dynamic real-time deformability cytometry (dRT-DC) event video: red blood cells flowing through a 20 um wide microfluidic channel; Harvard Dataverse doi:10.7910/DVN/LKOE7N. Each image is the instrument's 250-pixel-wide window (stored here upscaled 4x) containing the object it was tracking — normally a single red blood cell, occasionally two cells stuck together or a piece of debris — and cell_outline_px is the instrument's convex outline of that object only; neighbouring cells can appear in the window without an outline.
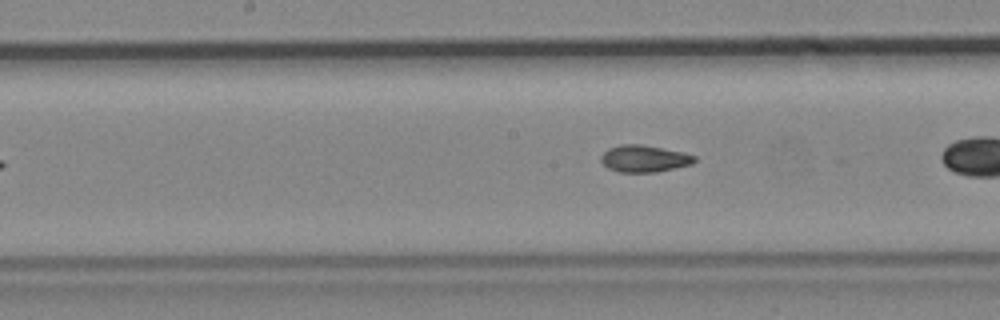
{"species": "common noctule bat (a hibernating species)", "species_latin": "Nyctalus noctula", "temperature_condition": "cold", "stored_images_in_passage": 31, "camera_frame_rate_fps": 3000, "um_per_image_px": 0.085, "animal": {"sex": "male", "body_mass_g": 19.2, "forearm_length_mm": 51.8}, "frame": {"image": 1, "passage_image": 14, "time_ms": 4.333, "image_size_px": [1000, 320], "cell_outline_px": [[696, 160], [692, 164], [656, 172], [620, 172], [608, 168], [600, 160], [600, 156], [608, 148], [620, 144], [644, 144], [684, 152], [696, 156]], "centroid_in_image_um": [54.76, 13.47], "position_along_channel_um": 193.4, "area_um2": 14.8}}
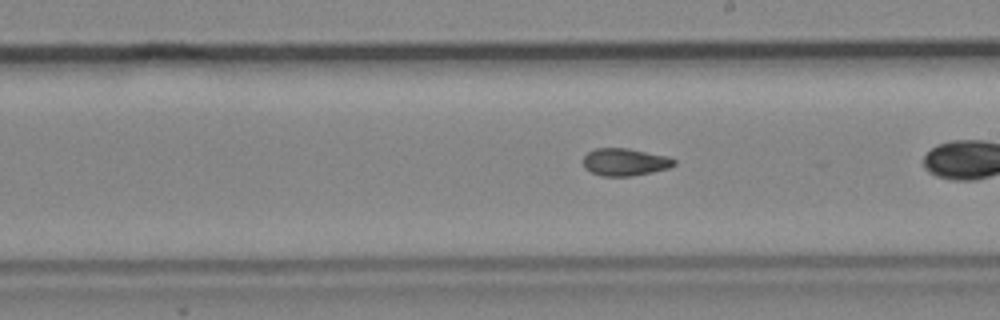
{"frame": {"image": 2, "passage_image": 18, "time_ms": 5.667, "image_size_px": [1000, 320], "cell_outline_px": [[676, 164], [668, 168], [652, 172], [632, 176], [600, 176], [584, 168], [584, 156], [588, 152], [596, 148], [628, 148], [668, 156], [676, 160]], "centroid_in_image_um": [53.13, 13.77], "position_along_channel_um": 235.9, "area_um2": 14.57}}
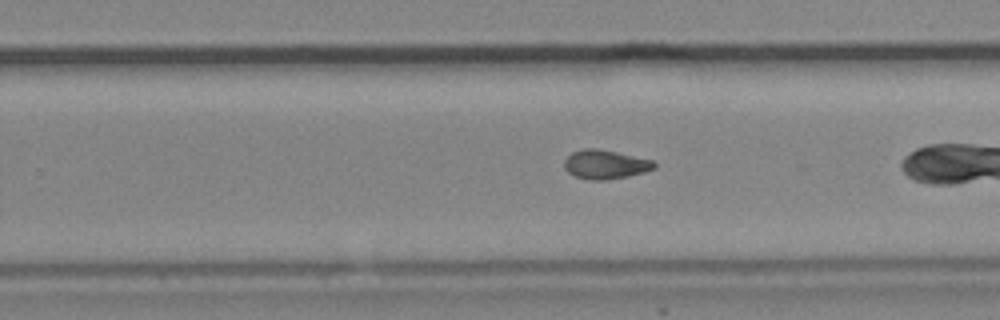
{"frame": {"image": 3, "passage_image": 22, "time_ms": 7.0, "image_size_px": [1000, 320], "cell_outline_px": [[656, 168], [644, 172], [628, 176], [604, 180], [588, 180], [576, 176], [568, 172], [564, 168], [564, 160], [572, 152], [584, 148], [596, 148], [616, 152], [652, 160], [656, 164]], "centroid_in_image_um": [51.43, 13.98], "position_along_channel_um": 278.4, "area_um2": 15.14}}